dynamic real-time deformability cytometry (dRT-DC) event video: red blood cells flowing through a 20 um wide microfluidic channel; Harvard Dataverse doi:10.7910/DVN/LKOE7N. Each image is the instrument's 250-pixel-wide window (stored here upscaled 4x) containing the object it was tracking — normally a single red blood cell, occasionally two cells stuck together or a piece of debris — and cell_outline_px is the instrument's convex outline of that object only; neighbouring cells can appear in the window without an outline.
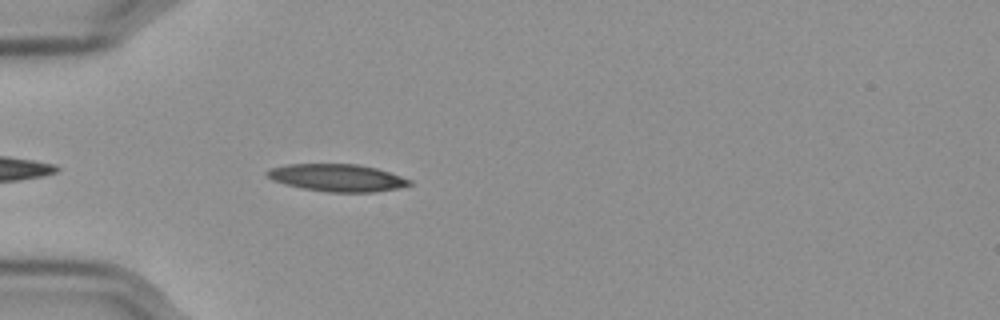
{"species": "Egyptian fruit bat (a non-hibernating species)", "species_latin": "Rousettus aegyptiacus", "temperature_condition": "cold", "stored_images_in_passage": 44, "camera_frame_rate_fps": 3000, "um_per_image_px": 0.085, "frame": {"image": 1, "passage_image": 4, "time_ms": 1.0, "image_size_px": [1000, 320], "cell_outline_px": [[412, 184], [396, 188], [372, 192], [328, 192], [304, 188], [272, 180], [264, 172], [268, 168], [284, 164], [356, 164], [376, 168], [412, 180]], "centroid_in_image_um": [28.62, 15.09], "position_along_channel_um": 56.4, "area_um2": 22.48}}
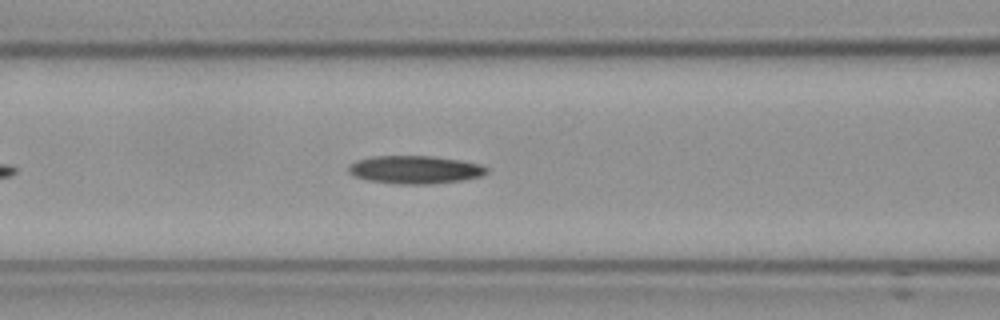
{"frame": {"image": 2, "passage_image": 11, "time_ms": 3.333, "image_size_px": [1000, 320], "cell_outline_px": [[488, 172], [480, 176], [464, 180], [432, 184], [400, 184], [368, 180], [356, 176], [348, 172], [348, 164], [356, 160], [372, 156], [436, 156], [460, 160], [480, 164], [488, 168]], "centroid_in_image_um": [35.28, 14.41], "position_along_channel_um": 131.3, "area_um2": 22.66}}
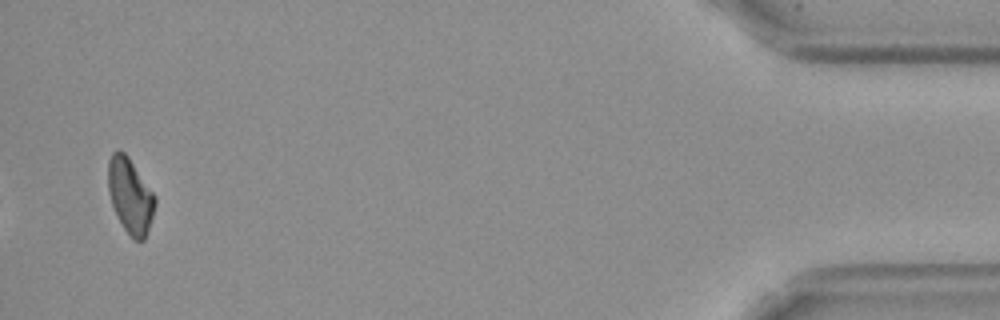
{"frame": {"image": 3, "passage_image": 42, "time_ms": 13.667, "image_size_px": [1000, 320], "cell_outline_px": [[156, 204], [144, 240], [136, 240], [124, 228], [112, 204], [108, 192], [108, 160], [112, 152], [116, 148], [120, 148], [128, 156], [156, 196]], "centroid_in_image_um": [11.06, 16.56], "position_along_channel_um": 424.1, "area_um2": 20.35}}